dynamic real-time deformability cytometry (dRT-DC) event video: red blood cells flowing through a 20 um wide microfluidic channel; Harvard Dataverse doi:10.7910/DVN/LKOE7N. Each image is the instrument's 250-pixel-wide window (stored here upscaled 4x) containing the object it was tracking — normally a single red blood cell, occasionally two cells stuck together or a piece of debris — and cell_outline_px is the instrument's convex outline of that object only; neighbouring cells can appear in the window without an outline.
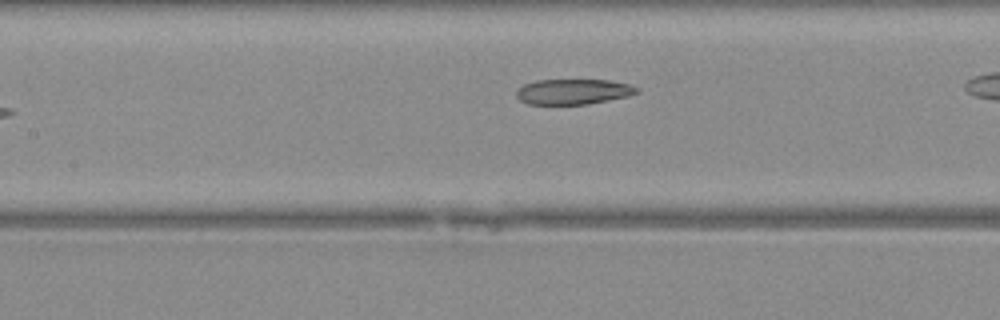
{"species": "Egyptian fruit bat (a non-hibernating species)", "species_latin": "Rousettus aegyptiacus", "temperature_condition": "warm", "stored_images_in_passage": 28, "camera_frame_rate_fps": 3000, "um_per_image_px": 0.085, "animal": {"sex": "female"}, "frame": {"image": 1, "passage_image": 9, "time_ms": 2.667, "image_size_px": [1000, 320], "cell_outline_px": [[640, 92], [628, 96], [588, 104], [528, 104], [520, 100], [516, 96], [516, 92], [524, 84], [536, 80], [612, 80], [628, 84], [640, 88]], "centroid_in_image_um": [48.76, 7.79], "position_along_channel_um": 158.6, "area_um2": 17.8}}